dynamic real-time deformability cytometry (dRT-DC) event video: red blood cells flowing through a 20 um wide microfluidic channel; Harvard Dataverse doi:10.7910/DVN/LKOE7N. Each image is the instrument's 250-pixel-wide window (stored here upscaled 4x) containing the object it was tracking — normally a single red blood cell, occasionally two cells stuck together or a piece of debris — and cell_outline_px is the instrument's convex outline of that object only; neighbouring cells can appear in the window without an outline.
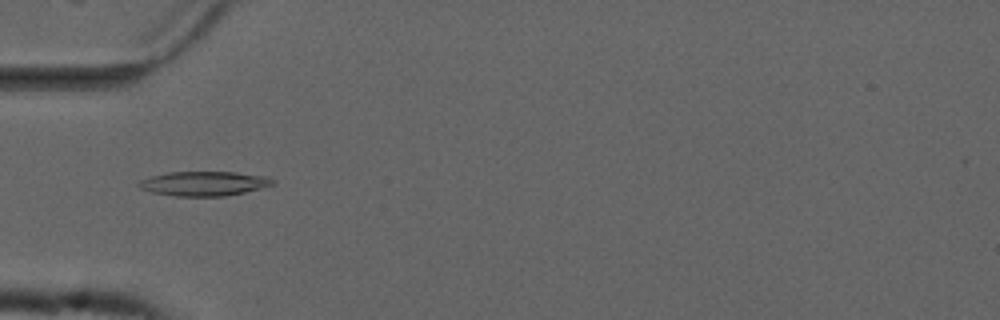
{"species": "common noctule bat (a hibernating species)", "species_latin": "Nyctalus noctula", "temperature_condition": "cold", "stored_images_in_passage": 48, "camera_frame_rate_fps": 3000, "um_per_image_px": 0.085, "animal": {"sex": "male", "forearm_length_mm": 52.5}, "frame": {"image": 1, "passage_image": 11, "time_ms": 3.333, "image_size_px": [1000, 320], "cell_outline_px": [[276, 184], [244, 192], [224, 196], [176, 196], [152, 192], [140, 188], [136, 184], [140, 180], [152, 176], [168, 172], [236, 172], [268, 176], [276, 180]], "centroid_in_image_um": [17.37, 15.59], "position_along_channel_um": 67.6, "area_um2": 19.13}}
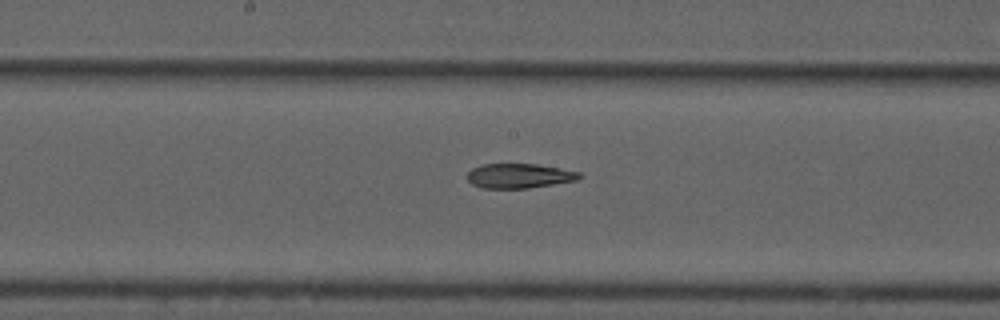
{"frame": {"image": 2, "passage_image": 22, "time_ms": 7.0, "image_size_px": [1000, 320], "cell_outline_px": [[580, 176], [576, 180], [528, 188], [480, 188], [472, 184], [468, 180], [468, 172], [472, 168], [480, 164], [536, 164], [560, 168], [580, 172]], "centroid_in_image_um": [44.08, 14.94], "position_along_channel_um": 204.1, "area_um2": 15.95}}
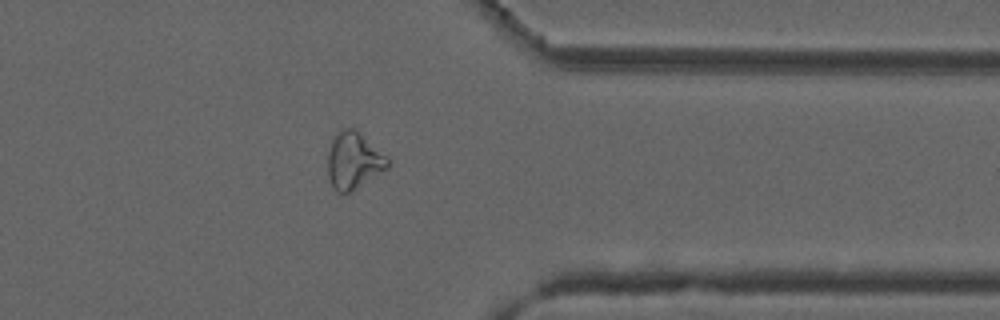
{"frame": {"image": 3, "passage_image": 37, "time_ms": 12.0, "image_size_px": [1000, 320], "cell_outline_px": [[392, 160], [388, 168], [356, 188], [348, 192], [336, 192], [328, 176], [328, 152], [332, 140], [340, 132], [348, 128], [356, 128], [388, 156]], "centroid_in_image_um": [30.11, 13.64], "position_along_channel_um": 381.3, "area_um2": 19.77}, "authors_computed_cell_mechanics": {"area_um2": 18.2937, "velocity_mm_per_s": 3.7202, "shape_relaxation_time_tau1_ms": null, "shape_relaxation_time_tau2_ms": 7.4104, "deformation_change_tau1": null, "deformation_change_tau2": 0.1717}}